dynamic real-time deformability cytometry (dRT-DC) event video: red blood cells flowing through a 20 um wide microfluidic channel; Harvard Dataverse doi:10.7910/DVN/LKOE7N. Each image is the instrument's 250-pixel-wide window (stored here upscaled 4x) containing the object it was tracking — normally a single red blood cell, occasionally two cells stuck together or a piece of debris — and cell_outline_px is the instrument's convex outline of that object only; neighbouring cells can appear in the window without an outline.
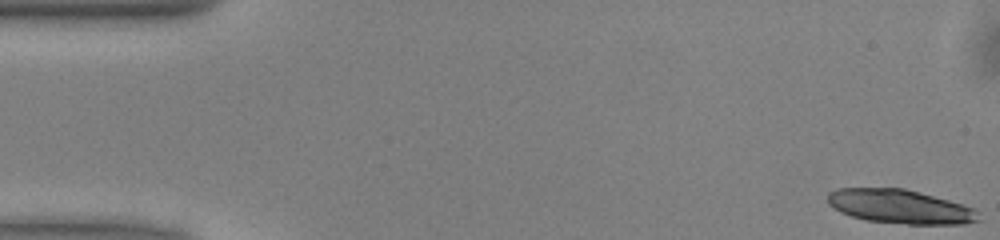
{"species": "common noctule bat (a hibernating species)", "species_latin": "Nyctalus noctula", "temperature_condition": "warm", "stored_images_in_passage": 51, "camera_frame_rate_fps": 3000, "um_per_image_px": 0.085, "animal": {"sex": "male", "body_mass_g": 13.0, "forearm_length_mm": 53.1}, "frame": {"image": 1, "passage_image": 1, "time_ms": 0.0, "image_size_px": [1000, 240], "cell_outline_px": [[980, 220], [964, 224], [908, 224], [864, 220], [840, 212], [828, 204], [828, 192], [836, 188], [904, 188], [948, 200], [972, 208], [980, 212]], "centroid_in_image_um": [76.48, 17.56], "position_along_channel_um": 8.5, "area_um2": 29.82}}
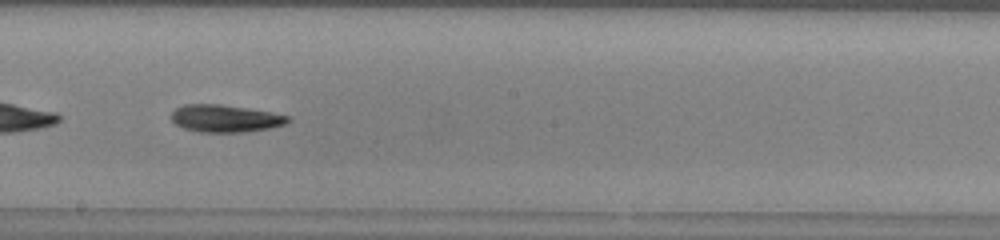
{"frame": {"image": 2, "passage_image": 28, "time_ms": 9.0, "image_size_px": [1000, 240], "cell_outline_px": [[292, 120], [288, 124], [272, 128], [244, 132], [200, 132], [184, 128], [176, 124], [172, 120], [172, 112], [176, 108], [184, 104], [220, 104], [272, 112], [288, 116]], "centroid_in_image_um": [19.19, 10.07], "position_along_channel_um": 229.0, "area_um2": 18.67}}
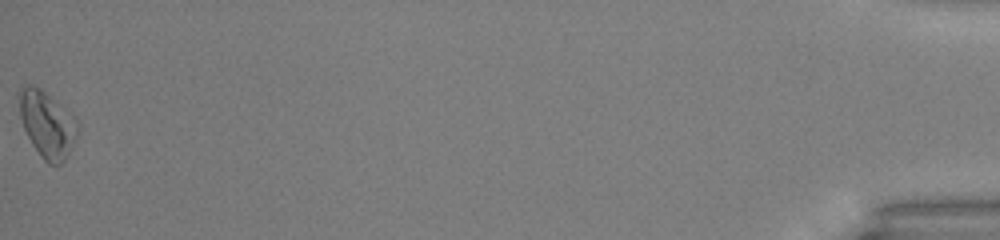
{"frame": {"image": 3, "passage_image": 51, "time_ms": 16.667, "image_size_px": [1000, 240], "cell_outline_px": [[80, 128], [64, 160], [60, 164], [48, 164], [40, 156], [32, 144], [24, 128], [20, 116], [16, 92], [24, 84], [32, 84], [40, 88], [72, 112], [80, 124]], "centroid_in_image_um": [3.99, 10.5], "position_along_channel_um": 431.2, "area_um2": 23.0}, "authors_computed_cell_mechanics": {"area_um2": 19.074, "velocity_mm_per_s": 4.0432, "shape_relaxation_time_tau1_ms": 3.5224, "shape_relaxation_time_tau2_ms": null, "deformation_change_tau1": 0.1158, "deformation_change_tau2": null}}